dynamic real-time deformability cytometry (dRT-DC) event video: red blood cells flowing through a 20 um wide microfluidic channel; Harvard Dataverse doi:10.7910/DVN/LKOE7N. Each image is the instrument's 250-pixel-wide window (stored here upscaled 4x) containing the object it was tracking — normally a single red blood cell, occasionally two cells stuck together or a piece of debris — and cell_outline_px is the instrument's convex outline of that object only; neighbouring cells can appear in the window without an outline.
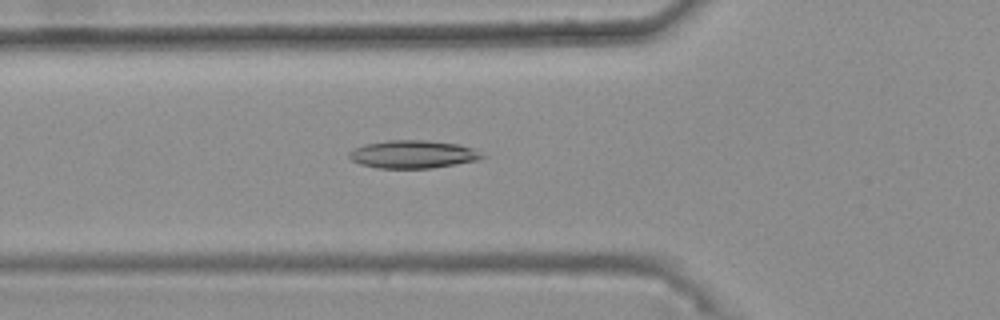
{"species": "common noctule bat (a hibernating species)", "species_latin": "Nyctalus noctula", "temperature_condition": "warm", "stored_images_in_passage": 48, "camera_frame_rate_fps": 3000, "um_per_image_px": 0.085, "animal": {"sex": "female", "body_mass_g": 25.1}, "frame": {"image": 1, "passage_image": 20, "time_ms": 6.333, "image_size_px": [1000, 320], "cell_outline_px": [[484, 156], [480, 160], [432, 168], [376, 168], [360, 164], [352, 160], [348, 156], [348, 152], [364, 144], [388, 140], [428, 140], [460, 144], [472, 148]], "centroid_in_image_um": [35.09, 13.11], "position_along_channel_um": 90.7, "area_um2": 21.68}}
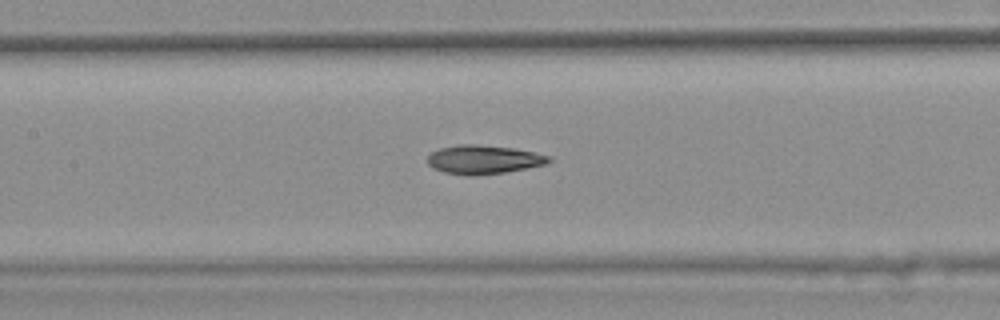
{"frame": {"image": 2, "passage_image": 26, "time_ms": 8.333, "image_size_px": [1000, 320], "cell_outline_px": [[552, 160], [544, 164], [528, 168], [504, 172], [472, 176], [468, 176], [444, 172], [432, 168], [428, 164], [428, 156], [432, 152], [440, 148], [460, 144], [472, 144], [512, 148], [552, 156]], "centroid_in_image_um": [41.09, 13.57], "position_along_channel_um": 166.3, "area_um2": 20.23}}
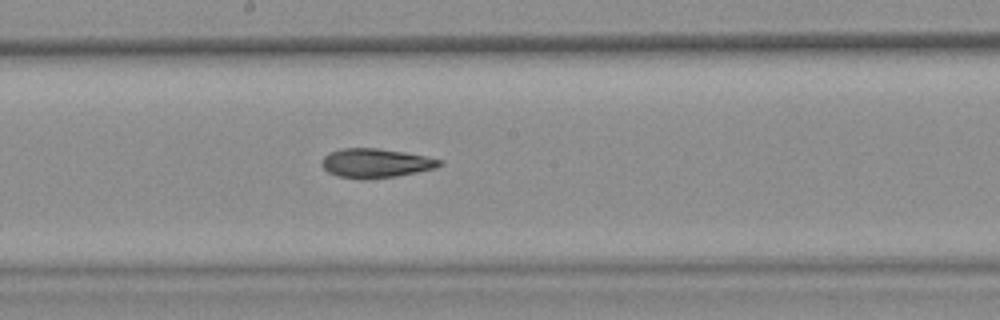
{"frame": {"image": 3, "passage_image": 30, "time_ms": 9.667, "image_size_px": [1000, 320], "cell_outline_px": [[444, 164], [436, 168], [396, 176], [364, 180], [360, 180], [336, 176], [328, 172], [320, 164], [324, 156], [328, 152], [344, 148], [376, 148], [404, 152], [444, 160]], "centroid_in_image_um": [31.92, 13.88], "position_along_channel_um": 216.3, "area_um2": 20.23}, "authors_computed_cell_mechanics": {"area_um2": 20.23, "velocity_mm_per_s": 3.7666, "shape_relaxation_time_tau1_ms": null, "shape_relaxation_time_tau2_ms": 3.1584, "deformation_change_tau1": null, "deformation_change_tau2": 0.1114}}